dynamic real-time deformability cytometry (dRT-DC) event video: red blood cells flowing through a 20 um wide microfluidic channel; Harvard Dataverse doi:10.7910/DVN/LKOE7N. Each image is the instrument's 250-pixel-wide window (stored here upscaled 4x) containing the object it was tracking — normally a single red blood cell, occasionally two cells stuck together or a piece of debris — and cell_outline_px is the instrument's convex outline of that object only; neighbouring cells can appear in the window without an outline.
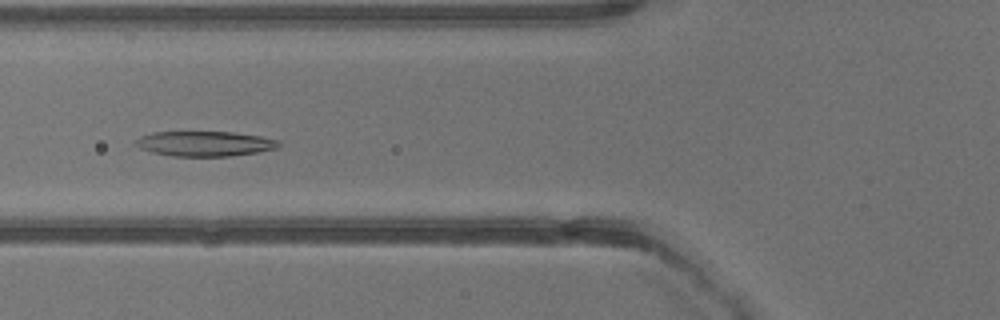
{"species": "common noctule bat (a hibernating species)", "species_latin": "Nyctalus noctula", "temperature_condition": "warm", "stored_images_in_passage": 21, "camera_frame_rate_fps": 3000, "um_per_image_px": 0.085, "animal": {"sex": "male", "body_mass_g": 13.3}, "frame": {"image": 1, "passage_image": 3, "time_ms": 0.667, "image_size_px": [1000, 320], "cell_outline_px": [[280, 144], [276, 148], [256, 152], [232, 156], [172, 156], [152, 152], [140, 148], [132, 144], [140, 136], [152, 132], [236, 132], [260, 136], [280, 140]], "centroid_in_image_um": [17.38, 12.21], "position_along_channel_um": 108.4, "area_um2": 20.92}}
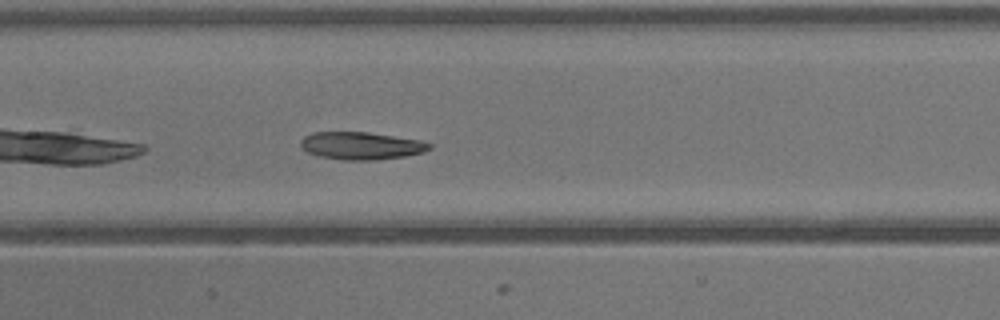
{"frame": {"image": 2, "passage_image": 7, "time_ms": 2.0, "image_size_px": [1000, 320], "cell_outline_px": [[432, 148], [424, 152], [404, 156], [376, 160], [340, 160], [320, 156], [308, 152], [300, 148], [300, 140], [304, 136], [312, 132], [368, 132], [420, 140], [432, 144]], "centroid_in_image_um": [30.68, 12.39], "position_along_channel_um": 176.7, "area_um2": 20.81}}
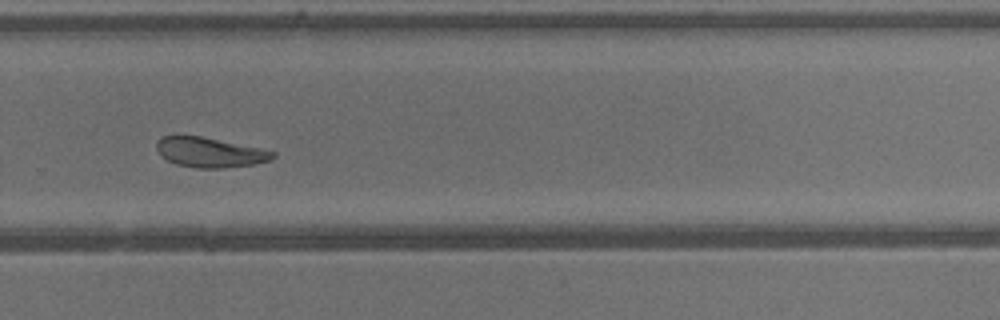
{"frame": {"image": 3, "passage_image": 15, "time_ms": 4.667, "image_size_px": [1000, 320], "cell_outline_px": [[276, 156], [268, 160], [252, 164], [220, 168], [196, 168], [176, 164], [160, 156], [156, 148], [156, 140], [160, 136], [200, 136], [276, 152]], "centroid_in_image_um": [17.75, 12.95], "position_along_channel_um": 312.0, "area_um2": 19.88}}